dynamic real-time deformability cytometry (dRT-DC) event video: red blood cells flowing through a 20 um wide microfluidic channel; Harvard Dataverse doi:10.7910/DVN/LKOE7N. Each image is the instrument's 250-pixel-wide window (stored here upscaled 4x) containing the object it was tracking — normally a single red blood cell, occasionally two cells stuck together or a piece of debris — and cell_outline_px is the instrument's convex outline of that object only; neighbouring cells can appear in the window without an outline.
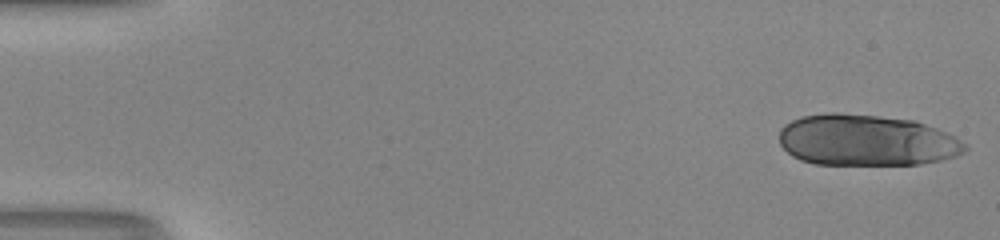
{"species": "human", "species_latin": "Homo sapiens", "temperature_condition": "room temperature", "stored_images_in_passage": 51, "camera_frame_rate_fps": 3000, "um_per_image_px": 0.085, "donor": {"sex": "male"}, "frame": {"image": 1, "passage_image": 1, "time_ms": 0.0, "image_size_px": [1000, 240], "cell_outline_px": [[968, 148], [964, 152], [956, 156], [940, 160], [920, 164], [816, 164], [800, 160], [792, 156], [780, 144], [780, 128], [784, 124], [800, 116], [828, 112], [840, 112], [916, 120], [956, 136]], "centroid_in_image_um": [73.63, 11.91], "position_along_channel_um": 11.4, "area_um2": 55.72}}
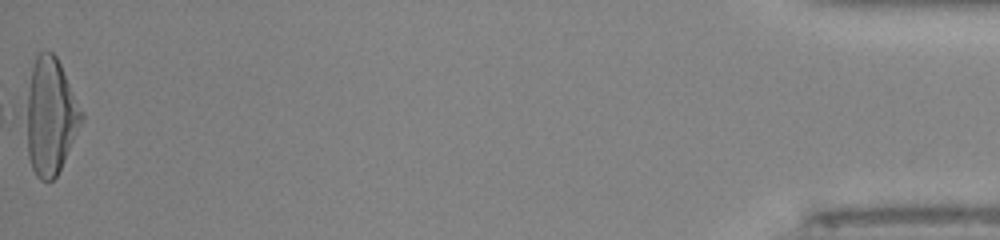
{"frame": {"image": 2, "passage_image": 51, "time_ms": 16.667, "image_size_px": [1000, 240], "cell_outline_px": [[84, 120], [56, 176], [52, 180], [40, 180], [36, 176], [32, 168], [28, 156], [28, 92], [32, 68], [36, 56], [40, 52], [52, 52], [56, 56], [84, 112]], "centroid_in_image_um": [4.33, 9.89], "position_along_channel_um": 430.9, "area_um2": 36.76}, "authors_computed_cell_mechanics": {"area_um2": 36.125, "velocity_mm_per_s": 4.1483, "shape_relaxation_time_tau1_ms": 9.0607, "shape_relaxation_time_tau2_ms": 1.0481, "deformation_change_tau1": 0.3514, "deformation_change_tau2": 0.0901}}